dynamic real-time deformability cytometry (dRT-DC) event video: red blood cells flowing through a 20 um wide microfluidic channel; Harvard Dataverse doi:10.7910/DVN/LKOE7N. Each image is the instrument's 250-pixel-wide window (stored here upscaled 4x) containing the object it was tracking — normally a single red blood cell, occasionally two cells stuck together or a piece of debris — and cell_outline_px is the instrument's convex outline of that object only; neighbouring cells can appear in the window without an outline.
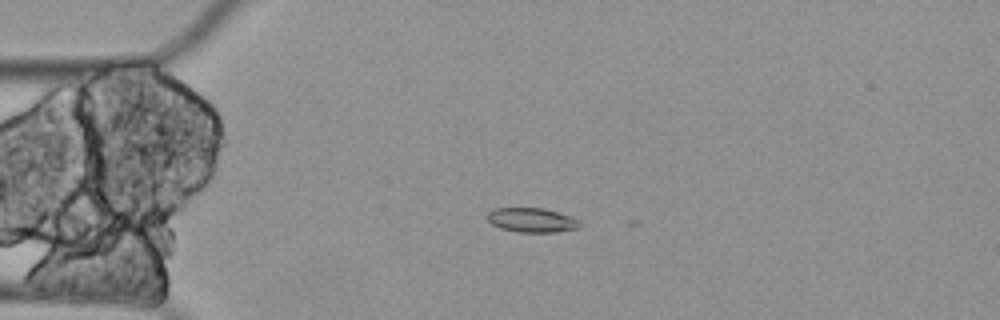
{"species": "Egyptian fruit bat (a non-hibernating species)", "species_latin": "Rousettus aegyptiacus", "temperature_condition": "cold", "stored_images_in_passage": 5, "camera_frame_rate_fps": 3000, "um_per_image_px": 0.085, "animal": {"sex": "female"}, "frame": {"image": 1, "passage_image": 3, "time_ms": 0.667, "image_size_px": [1000, 320], "cell_outline_px": [[580, 228], [556, 232], [516, 232], [500, 228], [492, 224], [488, 220], [488, 212], [492, 208], [544, 208], [572, 216], [580, 220]], "centroid_in_image_um": [45.23, 18.71], "position_along_channel_um": 39.8, "area_um2": 13.29}}
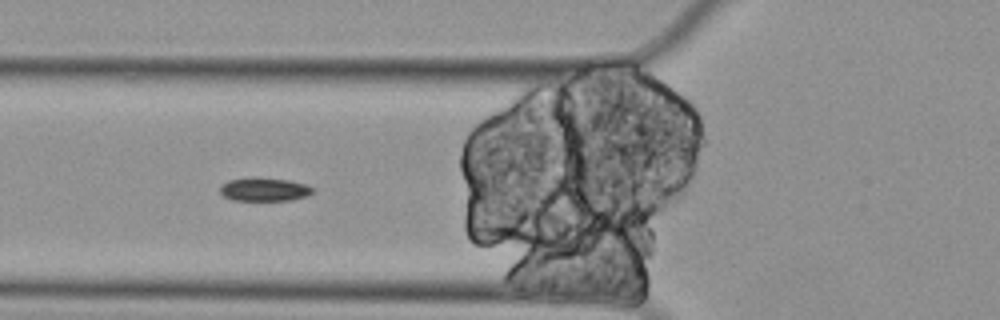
{"frame": {"image": 2, "passage_image": 5, "time_ms": 1.333, "image_size_px": [1000, 320], "cell_outline_px": [[312, 192], [308, 196], [292, 200], [232, 200], [224, 196], [220, 192], [220, 188], [228, 180], [288, 180], [304, 184], [312, 188]], "centroid_in_image_um": [22.49, 16.16], "position_along_channel_um": 103.3, "area_um2": 11.79}}